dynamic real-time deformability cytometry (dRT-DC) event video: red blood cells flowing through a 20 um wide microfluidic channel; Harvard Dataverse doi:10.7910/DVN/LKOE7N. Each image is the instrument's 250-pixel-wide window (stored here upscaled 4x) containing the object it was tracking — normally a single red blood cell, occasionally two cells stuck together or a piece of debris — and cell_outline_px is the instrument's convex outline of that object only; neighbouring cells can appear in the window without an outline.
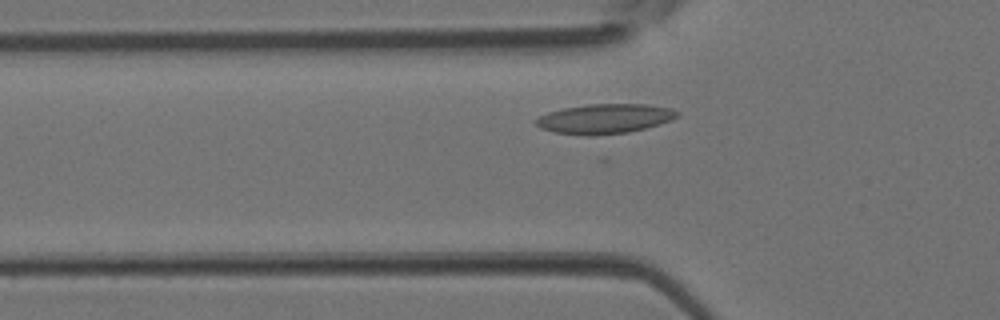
{"species": "Egyptian fruit bat (a non-hibernating species)", "species_latin": "Rousettus aegyptiacus", "temperature_condition": "room temperature", "stored_images_in_passage": 35, "camera_frame_rate_fps": 3000, "um_per_image_px": 0.085, "animal": {"sex": "female"}, "frame": {"image": 1, "passage_image": 6, "time_ms": 1.667, "image_size_px": [1000, 320], "cell_outline_px": [[680, 116], [672, 120], [660, 124], [628, 132], [592, 136], [588, 136], [552, 132], [540, 128], [532, 120], [548, 112], [564, 108], [588, 104], [648, 104], [672, 108], [680, 112]], "centroid_in_image_um": [51.41, 10.09], "position_along_channel_um": 74.4, "area_um2": 24.74}}
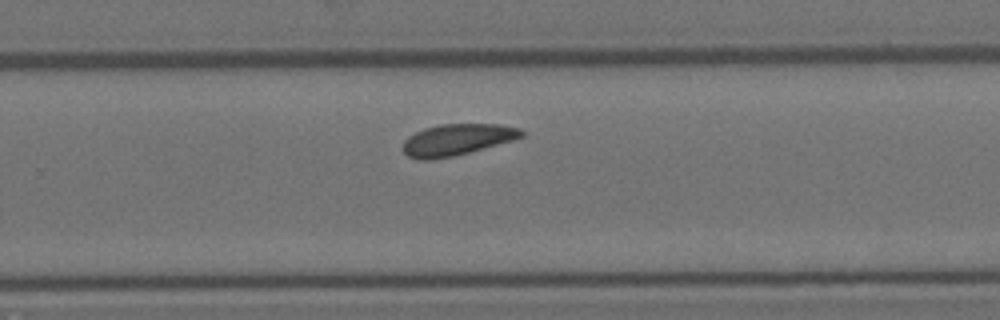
{"frame": {"image": 2, "passage_image": 20, "time_ms": 6.333, "image_size_px": [1000, 320], "cell_outline_px": [[524, 136], [512, 140], [468, 152], [452, 156], [432, 160], [420, 160], [408, 156], [404, 152], [404, 140], [408, 136], [424, 128], [440, 124], [500, 124], [520, 128], [524, 132]], "centroid_in_image_um": [38.83, 11.86], "position_along_channel_um": 291.0, "area_um2": 21.5}}
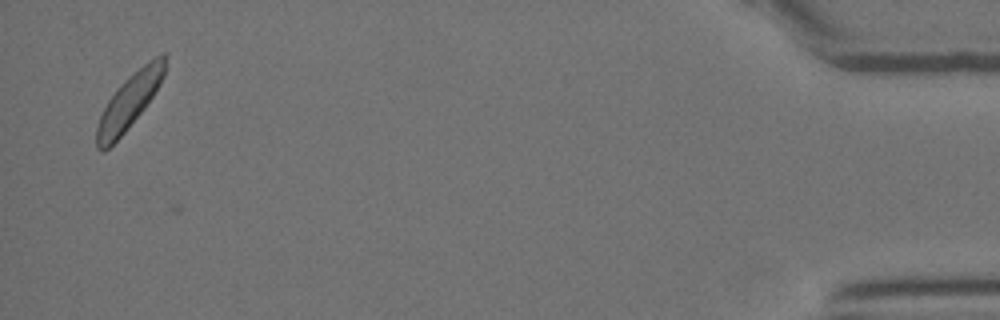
{"frame": {"image": 3, "passage_image": 34, "time_ms": 11.0, "image_size_px": [1000, 320], "cell_outline_px": [[168, 56], [164, 76], [160, 84], [144, 108], [124, 132], [104, 152], [100, 152], [96, 148], [96, 128], [100, 116], [108, 100], [120, 84], [128, 76], [148, 60], [164, 52], [168, 52]], "centroid_in_image_um": [11.01, 8.57], "position_along_channel_um": 424.2, "area_um2": 21.73}}